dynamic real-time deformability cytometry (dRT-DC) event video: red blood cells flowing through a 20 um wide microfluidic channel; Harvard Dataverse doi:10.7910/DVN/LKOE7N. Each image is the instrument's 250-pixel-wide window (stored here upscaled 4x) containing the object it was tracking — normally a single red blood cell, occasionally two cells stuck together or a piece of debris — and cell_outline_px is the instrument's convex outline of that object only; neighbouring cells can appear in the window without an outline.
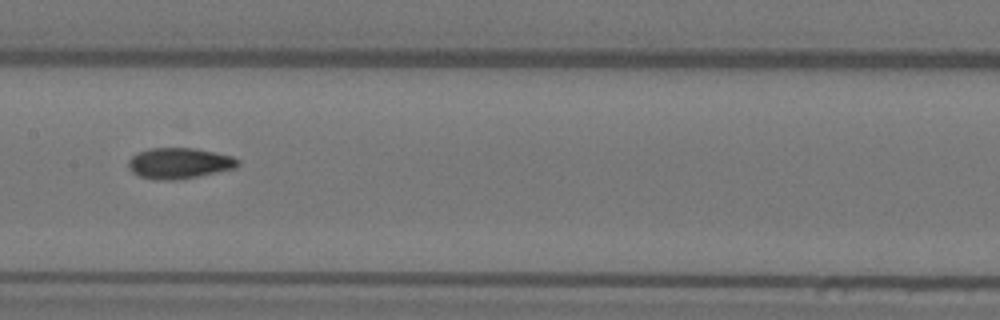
{"species": "Egyptian fruit bat (a non-hibernating species)", "species_latin": "Rousettus aegyptiacus", "temperature_condition": "warm", "stored_images_in_passage": 35, "camera_frame_rate_fps": 3000, "um_per_image_px": 0.085, "animal": {"sex": "female"}, "frame": {"image": 1, "passage_image": 11, "time_ms": 3.333, "image_size_px": [1000, 320], "cell_outline_px": [[240, 164], [236, 168], [176, 180], [164, 180], [140, 176], [132, 172], [128, 168], [128, 160], [132, 156], [140, 152], [152, 148], [196, 148], [232, 156], [240, 160]], "centroid_in_image_um": [15.25, 13.87], "position_along_channel_um": 192.1, "area_um2": 19.48}}